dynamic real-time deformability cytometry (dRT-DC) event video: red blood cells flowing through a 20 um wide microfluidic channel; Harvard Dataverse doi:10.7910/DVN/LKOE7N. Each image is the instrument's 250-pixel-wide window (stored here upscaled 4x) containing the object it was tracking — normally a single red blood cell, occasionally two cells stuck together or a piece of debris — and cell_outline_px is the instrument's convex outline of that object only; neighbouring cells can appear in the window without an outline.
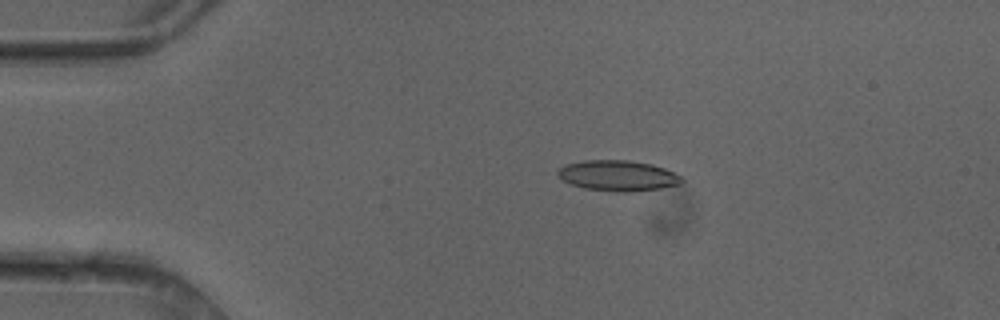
{"species": "common noctule bat (a hibernating species)", "species_latin": "Nyctalus noctula", "temperature_condition": "cold", "stored_images_in_passage": 4, "camera_frame_rate_fps": 3000, "um_per_image_px": 0.085, "animal": {"sex": "female"}, "frame": {"image": 1, "passage_image": 3, "time_ms": 0.667, "image_size_px": [1000, 320], "cell_outline_px": [[684, 180], [680, 184], [660, 188], [628, 192], [616, 192], [584, 188], [572, 184], [564, 180], [556, 172], [560, 168], [568, 164], [584, 160], [628, 160], [652, 164], [664, 168], [680, 176]], "centroid_in_image_um": [52.54, 14.93], "position_along_channel_um": 32.5, "area_um2": 21.85}}